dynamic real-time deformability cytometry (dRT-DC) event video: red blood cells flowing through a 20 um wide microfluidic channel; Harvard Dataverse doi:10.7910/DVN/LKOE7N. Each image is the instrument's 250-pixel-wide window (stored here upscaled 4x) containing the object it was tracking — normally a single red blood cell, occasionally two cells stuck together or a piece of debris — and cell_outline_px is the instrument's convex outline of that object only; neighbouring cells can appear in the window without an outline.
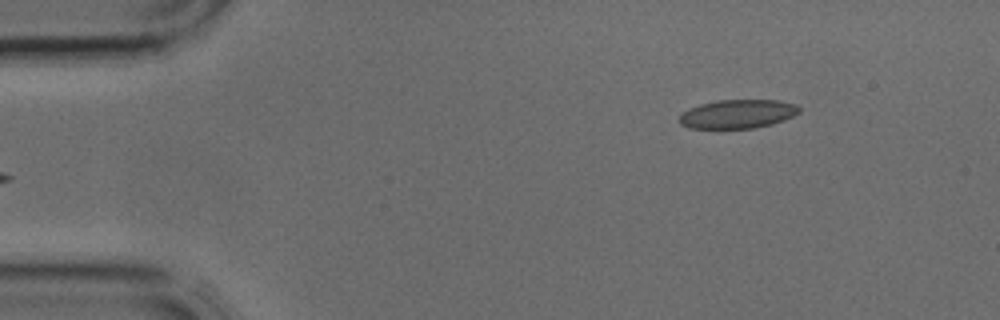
{"species": "common noctule bat (a hibernating species)", "species_latin": "Nyctalus noctula", "temperature_condition": "cold", "stored_images_in_passage": 3, "segment_of_instrument_passage": [2, 2], "camera_frame_rate_fps": 3000, "um_per_image_px": 0.085, "animal": {"sex": "male", "body_mass_g": 17.9, "forearm_length_mm": 54.2}, "frame": {"image": 1, "passage_image": 3, "time_ms": 0.667, "image_size_px": [1000, 320], "cell_outline_px": [[800, 112], [784, 120], [772, 124], [752, 128], [688, 128], [680, 124], [680, 116], [688, 108], [700, 104], [716, 100], [780, 100], [796, 104], [800, 108]], "centroid_in_image_um": [62.71, 9.68], "position_along_channel_um": 22.3, "area_um2": 20.11}}